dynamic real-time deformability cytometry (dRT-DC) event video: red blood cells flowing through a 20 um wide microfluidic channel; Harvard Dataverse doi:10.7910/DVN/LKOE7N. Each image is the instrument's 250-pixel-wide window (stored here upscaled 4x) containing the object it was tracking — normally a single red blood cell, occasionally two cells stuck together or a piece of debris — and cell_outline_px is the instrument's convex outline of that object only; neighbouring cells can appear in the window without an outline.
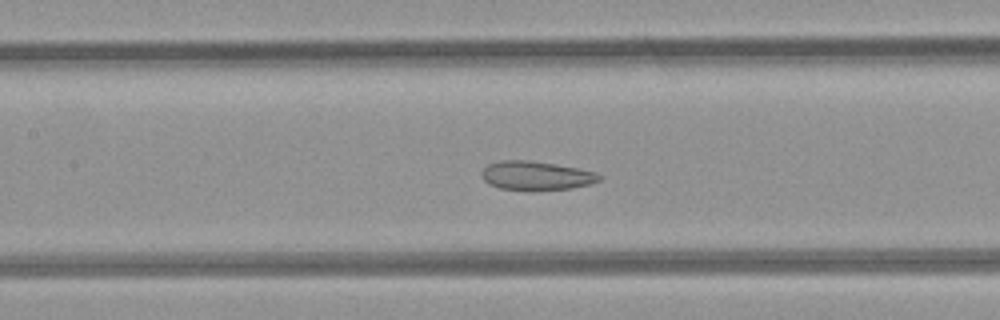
{"species": "common noctule bat (a hibernating species)", "species_latin": "Nyctalus noctula", "temperature_condition": "room temperature", "stored_images_in_passage": 49, "camera_frame_rate_fps": 3000, "um_per_image_px": 0.085, "animal": {"sex": "female", "body_mass_g": 21.9}, "frame": {"image": 1, "passage_image": 22, "time_ms": 7.0, "image_size_px": [1000, 320], "cell_outline_px": [[604, 176], [600, 180], [588, 184], [572, 188], [532, 192], [528, 192], [500, 188], [488, 184], [480, 176], [480, 172], [488, 164], [500, 160], [528, 160], [556, 164], [596, 172]], "centroid_in_image_um": [45.54, 14.95], "position_along_channel_um": 161.9, "area_um2": 20.35}}
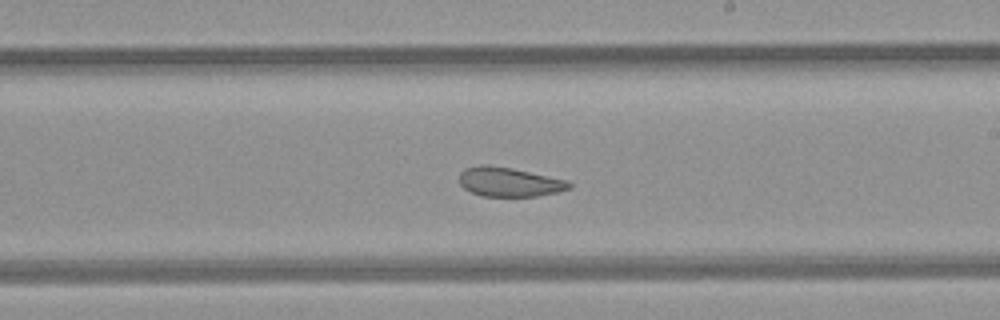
{"frame": {"image": 2, "passage_image": 28, "time_ms": 9.0, "image_size_px": [1000, 320], "cell_outline_px": [[572, 188], [556, 192], [536, 196], [480, 196], [464, 188], [460, 184], [460, 172], [464, 168], [512, 168], [568, 180], [572, 184]], "centroid_in_image_um": [43.36, 15.51], "position_along_channel_um": 245.6, "area_um2": 18.03}}
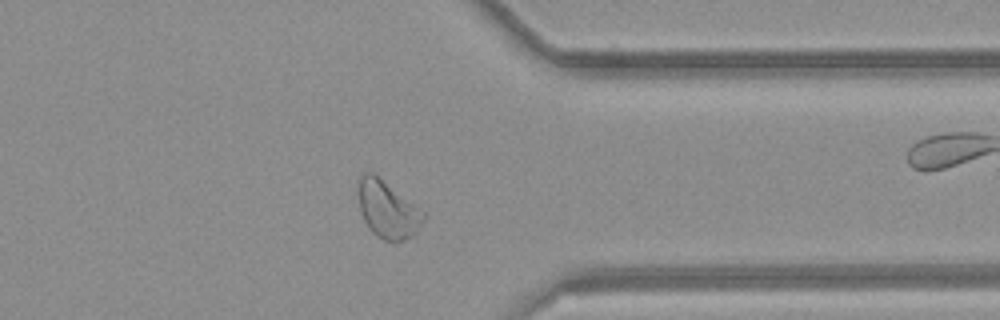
{"frame": {"image": 3, "passage_image": 38, "time_ms": 12.333, "image_size_px": [1000, 320], "cell_outline_px": [[424, 220], [416, 232], [412, 236], [404, 240], [384, 240], [376, 236], [368, 228], [360, 212], [356, 188], [360, 176], [364, 172], [372, 172], [420, 208], [424, 212]], "centroid_in_image_um": [32.9, 17.8], "position_along_channel_um": 378.5, "area_um2": 21.73}, "authors_computed_cell_mechanics": {"area_um2": 23.987, "velocity_mm_per_s": 4.2077, "shape_relaxation_time_tau1_ms": null, "shape_relaxation_time_tau2_ms": 1.8244, "deformation_change_tau1": null, "deformation_change_tau2": 0.0838}}